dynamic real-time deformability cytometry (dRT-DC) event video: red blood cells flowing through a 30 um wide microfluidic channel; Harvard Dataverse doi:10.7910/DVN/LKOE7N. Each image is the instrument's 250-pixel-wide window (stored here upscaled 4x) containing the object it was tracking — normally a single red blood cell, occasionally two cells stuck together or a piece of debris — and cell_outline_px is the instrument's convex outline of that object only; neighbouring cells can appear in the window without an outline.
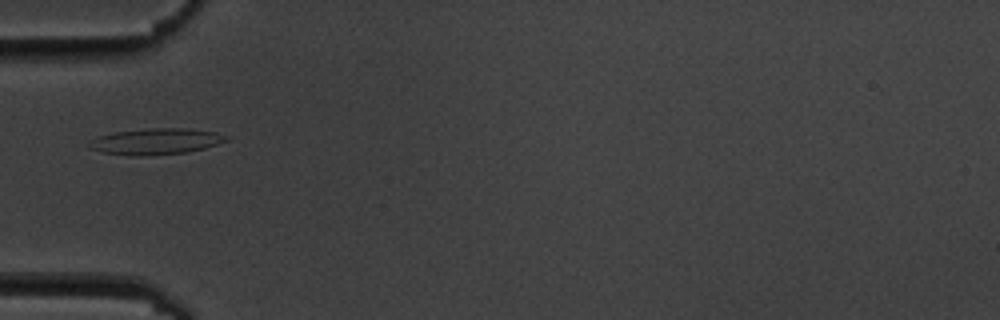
{"species": "common noctule bat (a hibernating species)", "species_latin": "Nyctalus noctula", "temperature_condition": "cold", "stored_images_in_passage": 12, "camera_frame_rate_fps": 3000, "um_per_image_px": 0.085, "animal": {"sex": "male", "body_mass_g": 19.5, "forearm_length_mm": 54.6}, "frame": {"image": 1, "passage_image": 2, "time_ms": 2.0, "image_size_px": [1000, 320], "cell_outline_px": [[228, 140], [204, 148], [188, 152], [144, 156], [132, 156], [104, 152], [92, 148], [88, 144], [92, 140], [100, 136], [112, 132], [148, 128], [184, 128], [216, 132], [228, 136]], "centroid_in_image_um": [13.27, 12.01], "position_along_channel_um": 71.7, "area_um2": 20.69}}
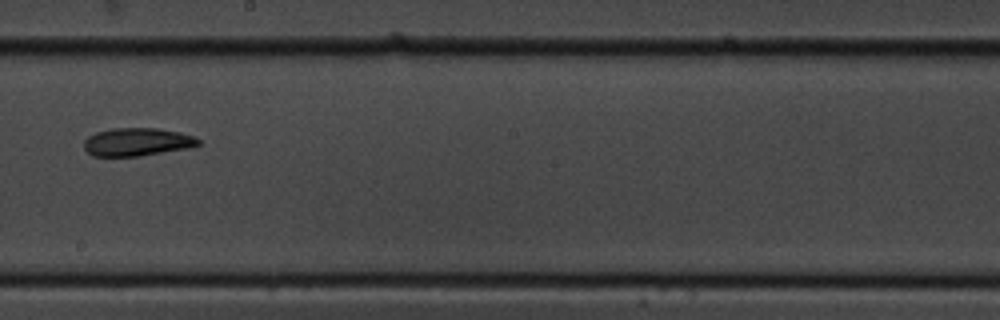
{"frame": {"image": 2, "passage_image": 6, "time_ms": 6.667, "image_size_px": [1000, 320], "cell_outline_px": [[200, 144], [188, 148], [140, 156], [92, 156], [84, 148], [84, 140], [88, 136], [96, 132], [112, 128], [156, 128], [180, 132], [196, 136], [200, 140]], "centroid_in_image_um": [11.66, 12.06], "position_along_channel_um": 236.5, "area_um2": 18.79}}
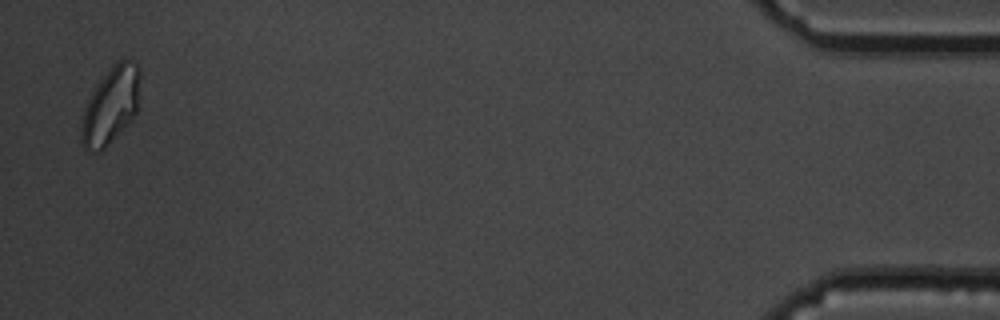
{"frame": {"image": 3, "passage_image": 12, "time_ms": 14.333, "image_size_px": [1000, 320], "cell_outline_px": [[140, 76], [136, 112], [128, 124], [100, 152], [88, 152], [80, 144], [80, 128], [84, 112], [88, 100], [92, 92], [100, 80], [120, 60], [132, 60], [140, 68]], "centroid_in_image_um": [9.39, 9.03], "position_along_channel_um": 425.8, "area_um2": 25.89}, "authors_computed_cell_mechanics": {"area_um2": 19.1029, "velocity_mm_per_s": 3.5438, "shape_relaxation_time_tau1_ms": 6.1737, "shape_relaxation_time_tau2_ms": null, "deformation_change_tau1": 0.1333, "deformation_change_tau2": null}}